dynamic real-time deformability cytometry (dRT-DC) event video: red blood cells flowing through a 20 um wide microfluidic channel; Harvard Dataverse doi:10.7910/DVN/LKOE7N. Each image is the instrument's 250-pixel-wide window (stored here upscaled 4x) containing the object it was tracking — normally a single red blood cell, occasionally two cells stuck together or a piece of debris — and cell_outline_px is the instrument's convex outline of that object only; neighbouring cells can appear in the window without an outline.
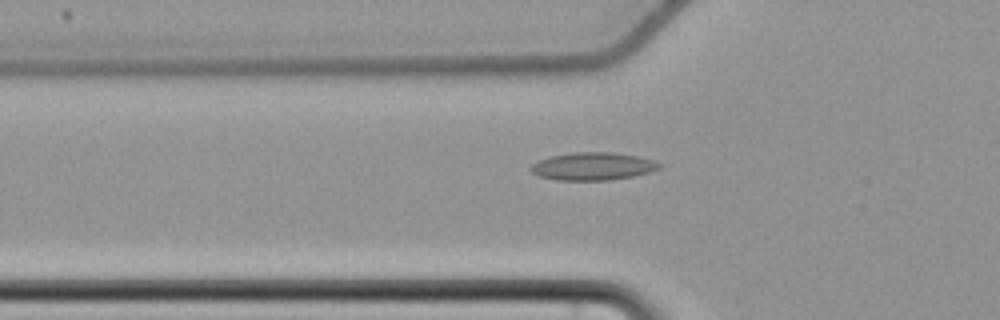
{"species": "common noctule bat (a hibernating species)", "species_latin": "Nyctalus noctula", "temperature_condition": "cold", "stored_images_in_passage": 45, "camera_frame_rate_fps": 3000, "um_per_image_px": 0.085, "animal": {"sex": "female", "body_mass_g": 22.7, "forearm_length_mm": 54.2}, "frame": {"image": 1, "passage_image": 9, "time_ms": 2.667, "image_size_px": [1000, 320], "cell_outline_px": [[664, 164], [660, 168], [648, 172], [632, 176], [608, 180], [556, 180], [540, 176], [532, 172], [528, 168], [536, 160], [548, 156], [572, 152], [612, 152], [636, 156], [656, 160]], "centroid_in_image_um": [50.37, 14.12], "position_along_channel_um": 75.4, "area_um2": 20.98}}
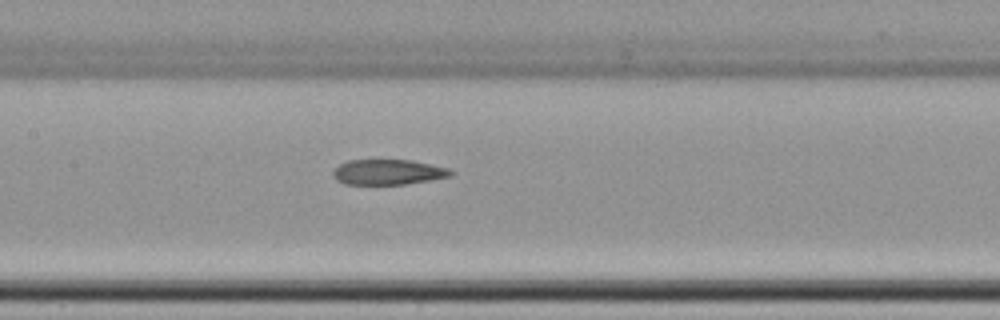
{"frame": {"image": 2, "passage_image": 17, "time_ms": 5.333, "image_size_px": [1000, 320], "cell_outline_px": [[456, 172], [452, 176], [432, 180], [404, 184], [344, 184], [336, 180], [332, 176], [332, 172], [340, 164], [348, 160], [412, 160], [448, 168]], "centroid_in_image_um": [33.01, 14.63], "position_along_channel_um": 174.4, "area_um2": 17.46}}
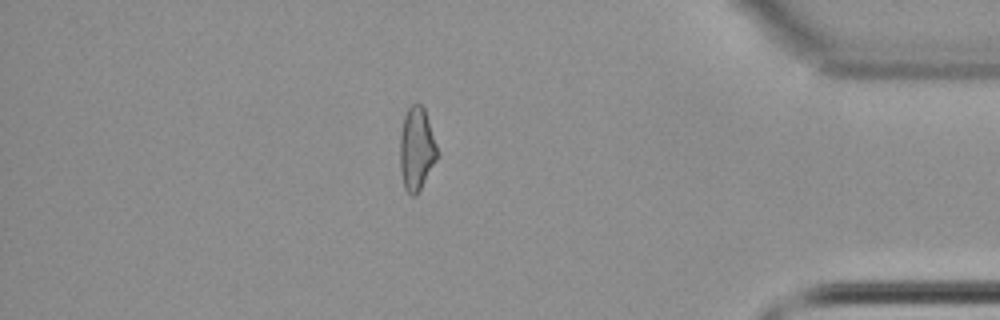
{"frame": {"image": 3, "passage_image": 38, "time_ms": 12.333, "image_size_px": [1000, 320], "cell_outline_px": [[440, 156], [416, 196], [412, 196], [404, 188], [400, 168], [400, 132], [404, 116], [408, 108], [416, 100], [424, 108], [440, 152]], "centroid_in_image_um": [35.43, 12.65], "position_along_channel_um": 399.8, "area_um2": 18.55}}